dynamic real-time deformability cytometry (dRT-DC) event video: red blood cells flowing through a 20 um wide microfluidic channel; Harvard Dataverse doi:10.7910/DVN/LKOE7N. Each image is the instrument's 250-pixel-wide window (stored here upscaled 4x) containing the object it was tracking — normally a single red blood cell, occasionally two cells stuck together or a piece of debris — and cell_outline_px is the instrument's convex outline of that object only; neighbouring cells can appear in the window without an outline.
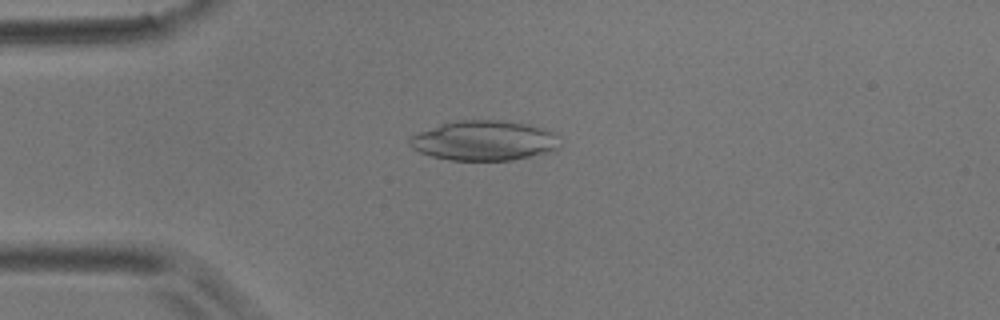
{"species": "common noctule bat (a hibernating species)", "species_latin": "Nyctalus noctula", "temperature_condition": "room temperature", "stored_images_in_passage": 54, "camera_frame_rate_fps": 3000, "um_per_image_px": 0.085, "animal": {"sex": "male", "body_mass_g": 17.9}, "frame": {"image": 1, "passage_image": 13, "time_ms": 4.0, "image_size_px": [1000, 320], "cell_outline_px": [[560, 148], [552, 152], [512, 160], [448, 160], [432, 156], [420, 152], [412, 148], [408, 144], [408, 140], [412, 136], [420, 132], [440, 124], [456, 120], [500, 120], [528, 124], [544, 128], [552, 132], [556, 136]], "centroid_in_image_um": [41.16, 11.95], "position_along_channel_um": 43.8, "area_um2": 35.03}}
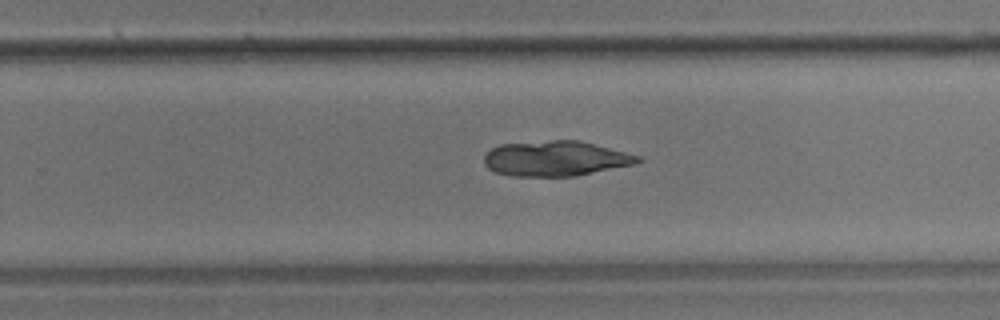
{"frame": {"image": 2, "passage_image": 34, "time_ms": 11.0, "image_size_px": [1000, 320], "cell_outline_px": [[644, 160], [636, 164], [576, 176], [512, 176], [496, 172], [488, 168], [484, 164], [484, 156], [492, 148], [500, 144], [552, 140], [580, 140], [640, 156]], "centroid_in_image_um": [47.25, 13.47], "position_along_channel_um": 282.6, "area_um2": 31.56}}
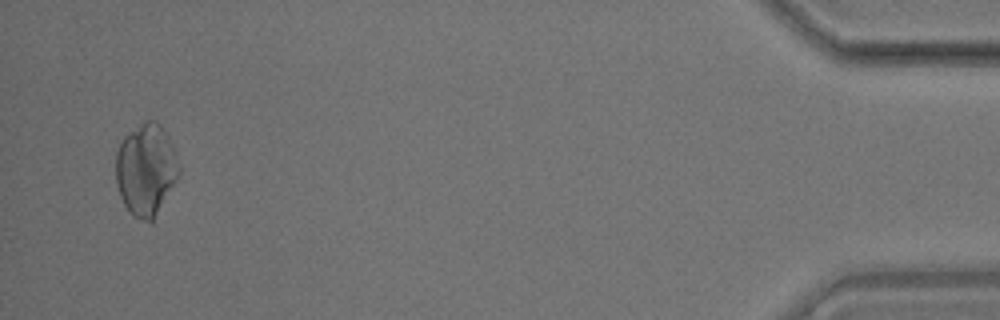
{"frame": {"image": 3, "passage_image": 52, "time_ms": 17.0, "image_size_px": [1000, 320], "cell_outline_px": [[180, 172], [176, 180], [152, 224], [132, 216], [124, 204], [120, 196], [116, 184], [116, 152], [124, 136], [144, 120], [156, 120], [160, 124], [168, 136], [176, 156], [180, 168]], "centroid_in_image_um": [12.4, 14.43], "position_along_channel_um": 422.8, "area_um2": 33.93}}